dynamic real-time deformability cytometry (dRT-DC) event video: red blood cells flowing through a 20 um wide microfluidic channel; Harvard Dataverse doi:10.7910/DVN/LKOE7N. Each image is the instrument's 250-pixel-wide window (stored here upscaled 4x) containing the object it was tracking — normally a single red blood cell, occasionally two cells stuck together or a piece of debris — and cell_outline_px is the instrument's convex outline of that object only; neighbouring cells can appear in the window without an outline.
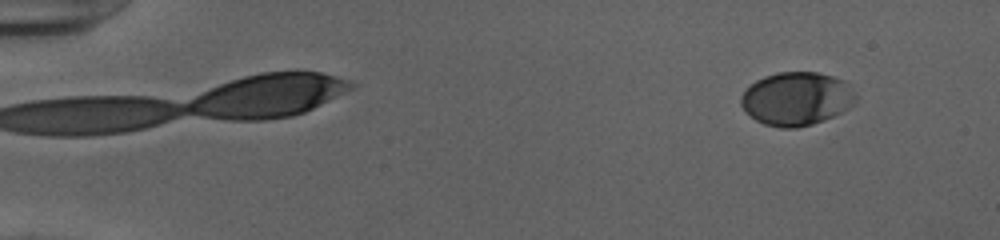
{"species": "human", "species_latin": "Homo sapiens", "temperature_condition": "cold", "stored_images_in_passage": 8, "camera_frame_rate_fps": 3000, "um_per_image_px": 0.085, "donor": {"sex": "female"}, "frame": {"image": 1, "passage_image": 5, "time_ms": 1.333, "image_size_px": [1000, 240], "cell_outline_px": [[856, 100], [848, 108], [824, 120], [812, 124], [796, 128], [780, 128], [764, 124], [756, 120], [744, 112], [740, 104], [740, 96], [748, 84], [764, 76], [776, 72], [816, 72], [832, 76], [844, 80], [856, 92]], "centroid_in_image_um": [67.66, 8.38], "position_along_channel_um": 17.3, "area_um2": 36.07}}